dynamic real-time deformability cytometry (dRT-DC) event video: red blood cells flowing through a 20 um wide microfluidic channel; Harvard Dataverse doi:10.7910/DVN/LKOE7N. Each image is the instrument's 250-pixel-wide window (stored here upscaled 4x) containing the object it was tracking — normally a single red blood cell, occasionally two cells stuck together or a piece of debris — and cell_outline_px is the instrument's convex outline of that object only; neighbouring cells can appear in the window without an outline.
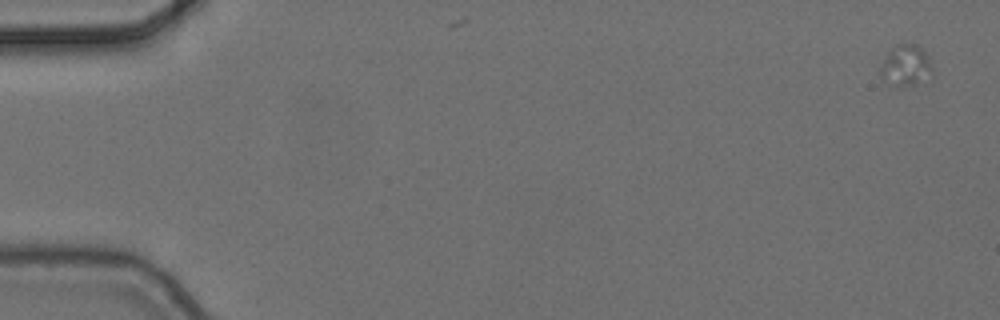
{"species": "common noctule bat (a hibernating species)", "species_latin": "Nyctalus noctula", "temperature_condition": "cold", "stored_images_in_passage": 2, "camera_frame_rate_fps": 3000, "um_per_image_px": 0.085, "animal": {"sex": "female", "body_mass_g": 24.6, "forearm_length_mm": 56.2}, "frame": {"image": 1, "passage_image": 1, "time_ms": 0.0, "image_size_px": [1000, 320], "cell_outline_px": [[932, 76], [912, 84], [896, 88], [892, 88], [880, 80], [880, 64], [884, 56], [896, 44], [904, 40], [916, 44], [928, 56], [932, 68]], "centroid_in_image_um": [76.92, 5.56], "position_along_channel_um": 8.1, "area_um2": 13.06}}